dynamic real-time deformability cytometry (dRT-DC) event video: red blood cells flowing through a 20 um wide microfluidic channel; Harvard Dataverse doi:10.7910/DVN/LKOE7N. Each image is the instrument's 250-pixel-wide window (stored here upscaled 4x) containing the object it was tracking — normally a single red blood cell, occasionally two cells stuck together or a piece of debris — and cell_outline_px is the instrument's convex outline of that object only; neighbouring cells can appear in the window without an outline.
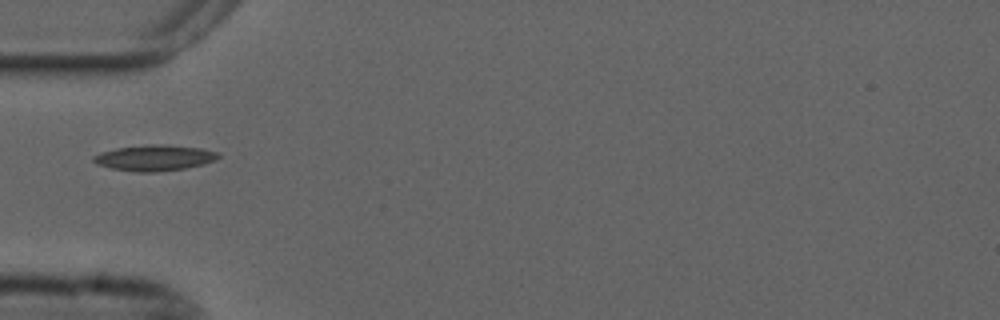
{"species": "common noctule bat (a hibernating species)", "species_latin": "Nyctalus noctula", "temperature_condition": "cold", "stored_images_in_passage": 38, "camera_frame_rate_fps": 3000, "um_per_image_px": 0.085, "animal": {"sex": "male", "forearm_length_mm": 52.5}, "frame": {"image": 1, "passage_image": 1, "time_ms": 0.0, "image_size_px": [1000, 320], "cell_outline_px": [[220, 156], [216, 160], [204, 164], [184, 168], [156, 172], [136, 172], [112, 168], [96, 164], [92, 160], [92, 156], [100, 152], [116, 148], [148, 144], [160, 144], [204, 148], [220, 152]], "centroid_in_image_um": [13.15, 13.41], "position_along_channel_um": 71.9, "area_um2": 18.96}}
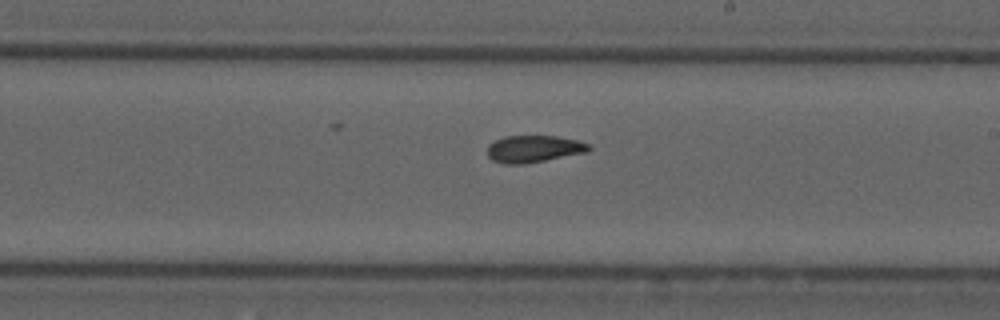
{"frame": {"image": 2, "passage_image": 15, "time_ms": 4.667, "image_size_px": [1000, 320], "cell_outline_px": [[592, 148], [588, 152], [524, 164], [504, 164], [492, 160], [488, 156], [488, 144], [504, 136], [556, 136], [576, 140], [592, 144]], "centroid_in_image_um": [45.39, 12.65], "position_along_channel_um": 243.6, "area_um2": 16.07}}
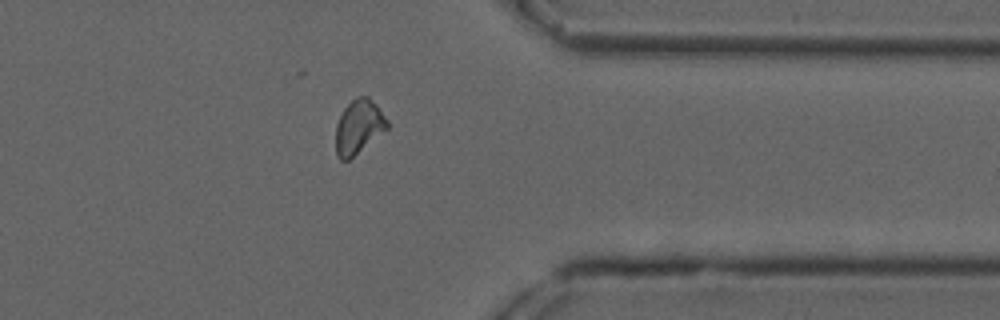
{"frame": {"image": 3, "passage_image": 27, "time_ms": 8.667, "image_size_px": [1000, 320], "cell_outline_px": [[388, 128], [348, 160], [340, 160], [336, 156], [336, 124], [344, 108], [356, 96], [368, 96], [376, 104], [388, 120]], "centroid_in_image_um": [30.48, 10.76], "position_along_channel_um": 380.9, "area_um2": 16.07}, "authors_computed_cell_mechanics": {"area_um2": 16.184, "velocity_mm_per_s": 3.6869, "shape_relaxation_time_tau1_ms": null, "shape_relaxation_time_tau2_ms": 3.2134, "deformation_change_tau1": null, "deformation_change_tau2": 0.0683}}